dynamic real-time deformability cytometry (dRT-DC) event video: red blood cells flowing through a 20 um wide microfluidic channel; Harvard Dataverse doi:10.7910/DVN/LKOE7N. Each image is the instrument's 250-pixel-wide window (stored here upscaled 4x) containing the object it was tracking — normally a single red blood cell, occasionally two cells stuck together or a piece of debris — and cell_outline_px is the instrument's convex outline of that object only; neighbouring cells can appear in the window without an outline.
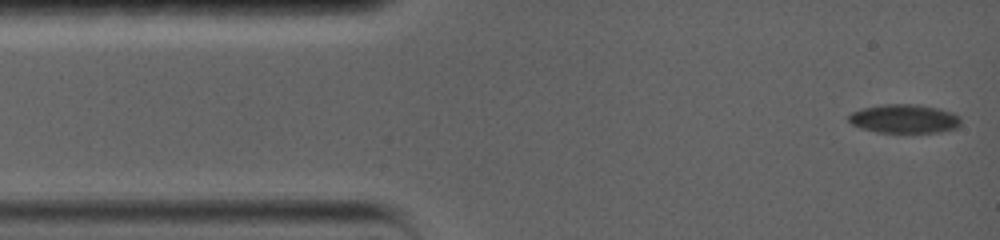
{"species": "common noctule bat (a hibernating species)", "species_latin": "Nyctalus noctula", "temperature_condition": "warm", "stored_images_in_passage": 35, "camera_frame_rate_fps": 5000, "um_per_image_px": 0.085, "animal": {"sex": "female", "body_mass_g": 19.0, "forearm_length_mm": 56.7}, "frame": {"image": 1, "passage_image": 1, "time_ms": 0.0, "image_size_px": [1000, 240], "cell_outline_px": [[960, 124], [956, 128], [940, 132], [876, 132], [860, 128], [852, 124], [848, 120], [848, 116], [852, 112], [864, 108], [884, 104], [920, 104], [952, 112], [960, 116]], "centroid_in_image_um": [76.87, 10.09], "position_along_channel_um": 8.1, "area_um2": 18.79}}
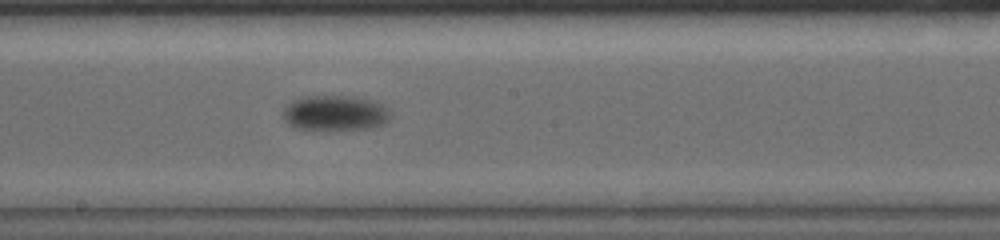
{"frame": {"image": 2, "passage_image": 16, "time_ms": 8.8, "image_size_px": [1000, 240], "cell_outline_px": [[392, 116], [384, 124], [372, 128], [296, 128], [288, 124], [284, 120], [284, 108], [292, 100], [308, 96], [352, 96], [372, 100], [388, 108], [392, 112]], "centroid_in_image_um": [28.53, 9.58], "position_along_channel_um": 219.7, "area_um2": 21.73}}
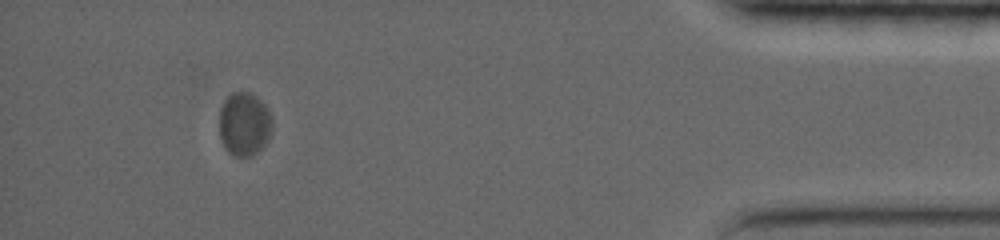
{"frame": {"image": 3, "passage_image": 30, "time_ms": 16.8, "image_size_px": [1000, 240], "cell_outline_px": [[272, 132], [268, 140], [252, 156], [232, 156], [224, 148], [220, 136], [220, 108], [224, 100], [232, 92], [248, 92], [256, 96], [268, 108], [272, 116]], "centroid_in_image_um": [20.77, 10.54], "position_along_channel_um": 414.4, "area_um2": 19.77}, "authors_computed_cell_mechanics": {"area_um2": 20.4612, "velocity_mm_per_s": 3.2885, "shape_relaxation_time_tau1_ms": 3.4521, "shape_relaxation_time_tau2_ms": null, "deformation_change_tau1": 0.0721, "deformation_change_tau2": null}}